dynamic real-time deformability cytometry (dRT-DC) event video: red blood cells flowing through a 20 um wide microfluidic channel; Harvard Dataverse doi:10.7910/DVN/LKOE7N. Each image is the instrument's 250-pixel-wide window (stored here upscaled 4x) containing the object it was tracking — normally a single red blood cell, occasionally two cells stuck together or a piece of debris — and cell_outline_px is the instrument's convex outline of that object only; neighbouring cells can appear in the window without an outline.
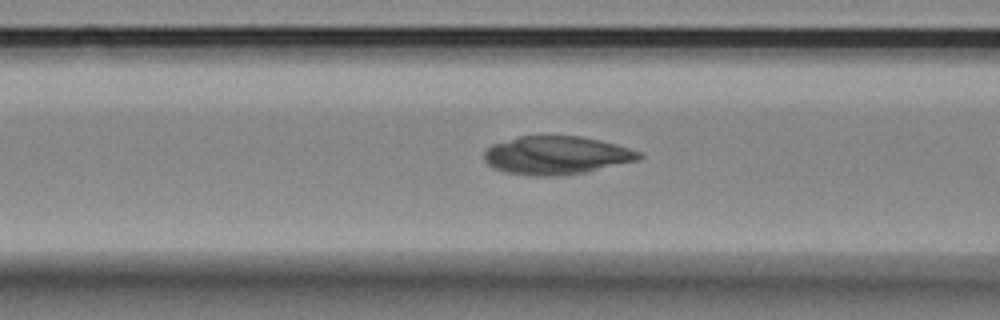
{"species": "Egyptian fruit bat (a non-hibernating species)", "species_latin": "Rousettus aegyptiacus", "temperature_condition": "room temperature", "stored_images_in_passage": 22, "camera_frame_rate_fps": 3000, "um_per_image_px": 0.085, "animal": {"sex": "female"}, "frame": {"image": 1, "passage_image": 13, "time_ms": 4.0, "image_size_px": [1000, 320], "cell_outline_px": [[644, 156], [640, 160], [588, 172], [560, 176], [532, 176], [508, 172], [496, 168], [488, 164], [484, 160], [484, 152], [492, 144], [520, 136], [580, 136], [600, 140], [616, 144], [640, 152]], "centroid_in_image_um": [47.34, 13.21], "position_along_channel_um": 119.3, "area_um2": 34.62}}
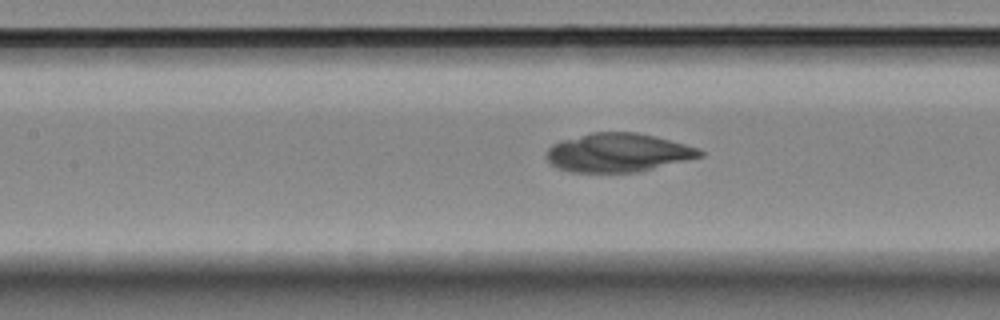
{"frame": {"image": 2, "passage_image": 16, "time_ms": 5.0, "image_size_px": [1000, 320], "cell_outline_px": [[704, 156], [640, 172], [572, 172], [556, 168], [548, 160], [548, 148], [552, 144], [560, 140], [592, 132], [636, 132], [656, 136], [684, 144], [696, 148], [704, 152]], "centroid_in_image_um": [52.54, 12.97], "position_along_channel_um": 154.9, "area_um2": 34.62}}